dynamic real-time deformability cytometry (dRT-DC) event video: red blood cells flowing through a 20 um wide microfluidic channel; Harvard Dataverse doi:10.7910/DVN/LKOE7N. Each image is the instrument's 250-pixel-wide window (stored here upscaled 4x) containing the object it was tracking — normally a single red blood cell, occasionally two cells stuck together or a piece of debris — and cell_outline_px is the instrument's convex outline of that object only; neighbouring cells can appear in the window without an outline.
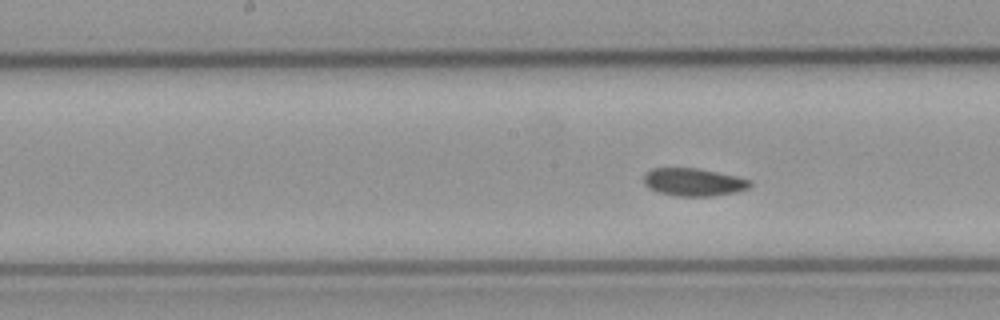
{"species": "common noctule bat (a hibernating species)", "species_latin": "Nyctalus noctula", "temperature_condition": "cold", "stored_images_in_passage": 27, "segment_of_instrument_passage": [2, 2], "camera_frame_rate_fps": 3000, "um_per_image_px": 0.085, "animal": {"sex": "male", "body_mass_g": 23.1, "forearm_length_mm": 52.7}, "frame": {"image": 1, "passage_image": 27, "time_ms": 8.667, "image_size_px": [1000, 320], "cell_outline_px": [[752, 184], [748, 188], [736, 192], [712, 196], [676, 196], [656, 192], [648, 188], [644, 184], [644, 176], [652, 168], [696, 168], [736, 176], [752, 180]], "centroid_in_image_um": [58.95, 15.49], "position_along_channel_um": 189.3, "area_um2": 17.22}}